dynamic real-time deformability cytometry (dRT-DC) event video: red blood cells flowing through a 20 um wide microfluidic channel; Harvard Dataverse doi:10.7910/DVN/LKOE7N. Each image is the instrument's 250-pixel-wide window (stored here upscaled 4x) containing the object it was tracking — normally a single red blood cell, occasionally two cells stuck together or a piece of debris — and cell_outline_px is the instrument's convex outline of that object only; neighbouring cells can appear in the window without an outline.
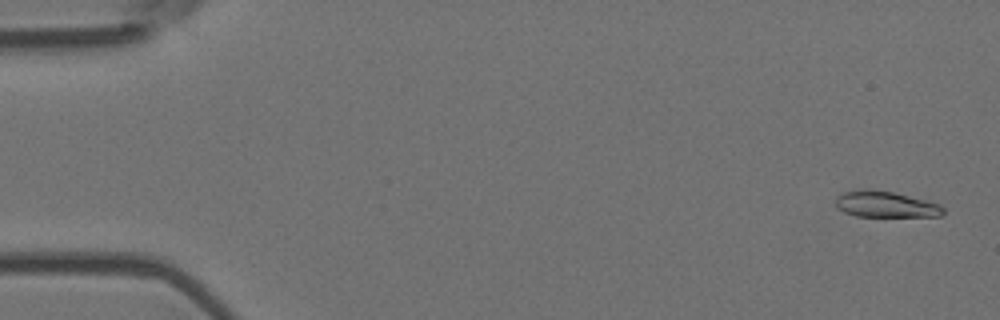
{"species": "Egyptian fruit bat (a non-hibernating species)", "species_latin": "Rousettus aegyptiacus", "temperature_condition": "room temperature", "stored_images_in_passage": 4, "camera_frame_rate_fps": 3000, "um_per_image_px": 0.085, "animal": {"sex": "female"}, "frame": {"image": 1, "passage_image": 1, "time_ms": 0.0, "image_size_px": [1000, 320], "cell_outline_px": [[944, 212], [940, 216], [856, 216], [844, 212], [836, 208], [836, 196], [844, 192], [860, 188], [868, 188], [892, 192], [940, 204], [944, 208]], "centroid_in_image_um": [75.22, 17.36], "position_along_channel_um": 9.8, "area_um2": 16.36}}
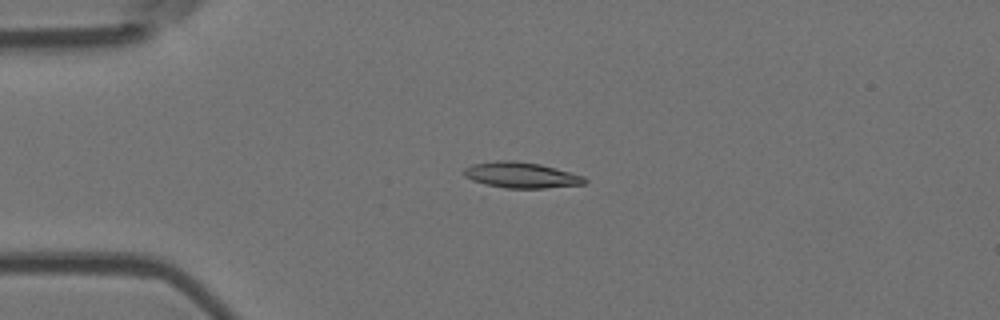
{"frame": {"image": 2, "passage_image": 4, "time_ms": 1.0, "image_size_px": [1000, 320], "cell_outline_px": [[588, 180], [584, 184], [544, 188], [504, 188], [484, 184], [472, 180], [464, 176], [464, 168], [472, 164], [500, 160], [512, 160], [540, 164], [584, 176]], "centroid_in_image_um": [44.29, 14.88], "position_along_channel_um": 40.7, "area_um2": 18.09}}